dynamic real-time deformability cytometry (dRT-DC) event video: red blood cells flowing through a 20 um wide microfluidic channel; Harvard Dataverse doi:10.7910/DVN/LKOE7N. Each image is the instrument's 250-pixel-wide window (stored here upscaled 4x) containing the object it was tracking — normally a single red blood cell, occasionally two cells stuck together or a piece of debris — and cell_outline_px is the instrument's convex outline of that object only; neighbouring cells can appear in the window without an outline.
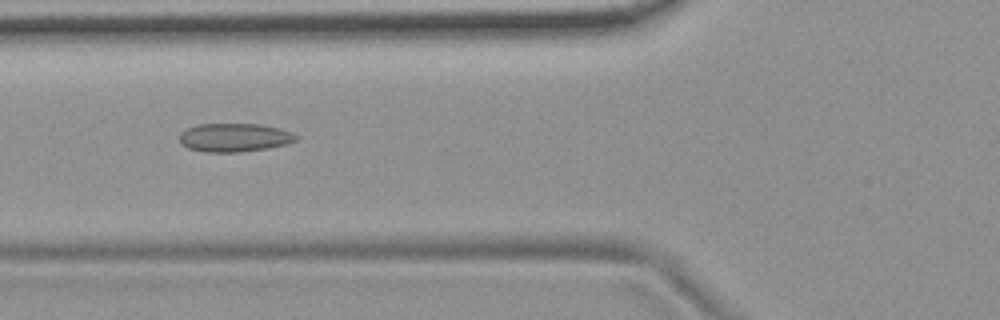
{"species": "common noctule bat (a hibernating species)", "species_latin": "Nyctalus noctula", "temperature_condition": "room temperature", "stored_images_in_passage": 10, "camera_frame_rate_fps": 3000, "um_per_image_px": 0.085, "animal": {"sex": "female", "body_mass_g": 19.9}, "frame": {"image": 1, "passage_image": 6, "time_ms": 5.667, "image_size_px": [1000, 320], "cell_outline_px": [[300, 136], [296, 140], [288, 144], [268, 148], [240, 152], [208, 152], [188, 148], [180, 144], [180, 132], [196, 124], [260, 124], [280, 128], [292, 132]], "centroid_in_image_um": [19.95, 11.69], "position_along_channel_um": 105.9, "area_um2": 19.54}}
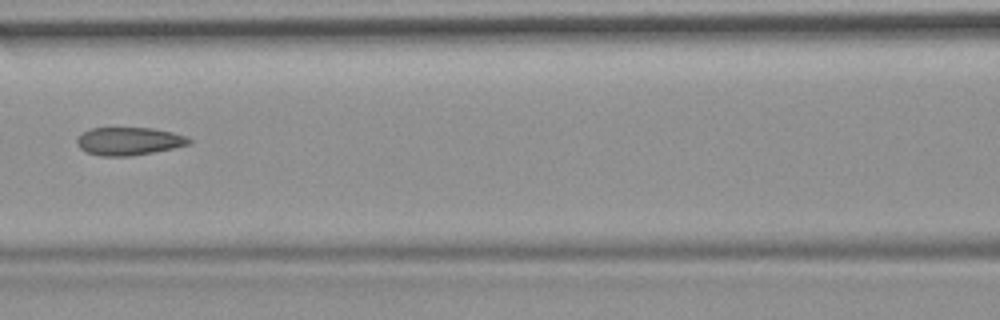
{"frame": {"image": 2, "passage_image": 7, "time_ms": 7.0, "image_size_px": [1000, 320], "cell_outline_px": [[192, 144], [132, 156], [100, 156], [88, 152], [80, 148], [76, 140], [84, 132], [92, 128], [152, 128], [172, 132], [184, 136], [192, 140]], "centroid_in_image_um": [10.98, 12.0], "position_along_channel_um": 155.6, "area_um2": 18.03}}